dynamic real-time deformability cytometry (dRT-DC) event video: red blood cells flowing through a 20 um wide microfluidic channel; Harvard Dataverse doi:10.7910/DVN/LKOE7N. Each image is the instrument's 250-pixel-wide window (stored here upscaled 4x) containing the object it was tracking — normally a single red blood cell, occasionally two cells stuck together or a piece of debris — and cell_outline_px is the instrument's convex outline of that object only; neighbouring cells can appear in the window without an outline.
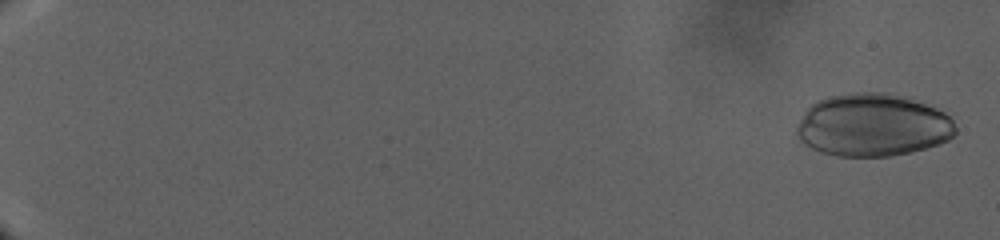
{"species": "human", "species_latin": "Homo sapiens", "temperature_condition": "warm", "stored_images_in_passage": 82, "camera_frame_rate_fps": 3000, "um_per_image_px": 0.085, "donor": {"sex": "male"}, "frame": {"image": 1, "passage_image": 2, "time_ms": 1.0, "image_size_px": [1000, 240], "cell_outline_px": [[956, 132], [948, 140], [924, 148], [908, 152], [888, 156], [836, 156], [812, 148], [804, 144], [796, 136], [796, 124], [804, 112], [812, 104], [828, 96], [848, 92], [888, 92], [936, 108], [944, 112], [952, 120], [956, 128]], "centroid_in_image_um": [74.14, 10.63], "position_along_channel_um": 10.9, "area_um2": 57.8}}
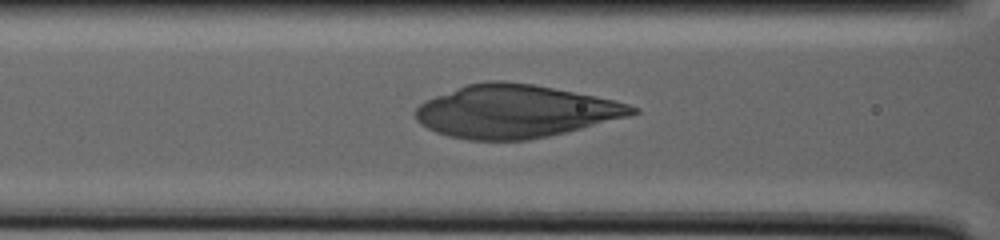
{"frame": {"image": 2, "passage_image": 51, "time_ms": 22.0, "image_size_px": [1000, 240], "cell_outline_px": [[640, 112], [628, 116], [548, 136], [528, 140], [468, 140], [448, 136], [436, 132], [420, 124], [416, 120], [412, 112], [424, 100], [468, 84], [488, 80], [500, 80], [532, 84], [612, 100], [628, 104], [640, 108]], "centroid_in_image_um": [43.72, 9.47], "position_along_channel_um": 122.9, "area_um2": 66.24}}
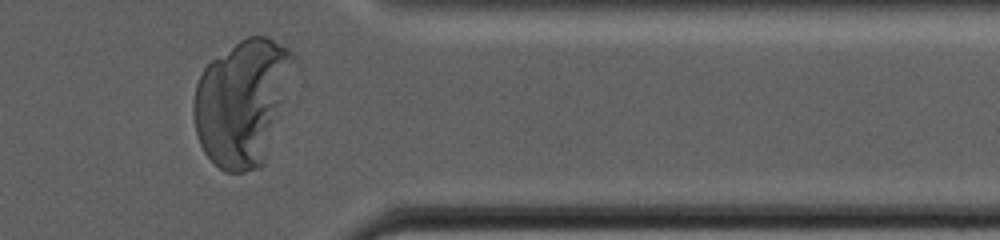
{"frame": {"image": 3, "passage_image": 81, "time_ms": 38.333, "image_size_px": [1000, 240], "cell_outline_px": [[296, 60], [264, 164], [260, 168], [244, 172], [224, 172], [204, 152], [200, 144], [196, 132], [192, 112], [192, 104], [196, 84], [204, 68], [212, 60], [240, 40], [248, 36], [268, 36], [288, 48], [296, 56]], "centroid_in_image_um": [20.57, 8.68], "position_along_channel_um": 390.8, "area_um2": 73.0}}